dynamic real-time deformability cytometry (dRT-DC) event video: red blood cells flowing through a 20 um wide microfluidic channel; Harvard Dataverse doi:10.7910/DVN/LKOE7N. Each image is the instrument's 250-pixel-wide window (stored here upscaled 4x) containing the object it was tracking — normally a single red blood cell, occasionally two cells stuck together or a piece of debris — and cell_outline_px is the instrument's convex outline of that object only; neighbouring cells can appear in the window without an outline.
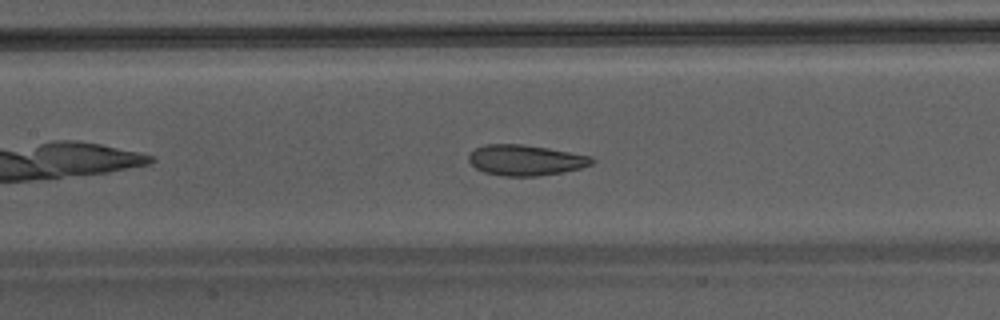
{"species": "Egyptian fruit bat (a non-hibernating species)", "species_latin": "Rousettus aegyptiacus", "temperature_condition": "warm", "stored_images_in_passage": 36, "camera_frame_rate_fps": 3000, "um_per_image_px": 0.085, "animal": {"sex": "male"}, "frame": {"image": 1, "passage_image": 11, "time_ms": 3.333, "image_size_px": [1000, 320], "cell_outline_px": [[596, 160], [592, 164], [580, 168], [564, 172], [536, 176], [504, 176], [484, 172], [476, 168], [468, 160], [468, 156], [476, 148], [484, 144], [520, 144], [548, 148], [592, 156]], "centroid_in_image_um": [44.69, 13.61], "position_along_channel_um": 162.7, "area_um2": 21.96}}